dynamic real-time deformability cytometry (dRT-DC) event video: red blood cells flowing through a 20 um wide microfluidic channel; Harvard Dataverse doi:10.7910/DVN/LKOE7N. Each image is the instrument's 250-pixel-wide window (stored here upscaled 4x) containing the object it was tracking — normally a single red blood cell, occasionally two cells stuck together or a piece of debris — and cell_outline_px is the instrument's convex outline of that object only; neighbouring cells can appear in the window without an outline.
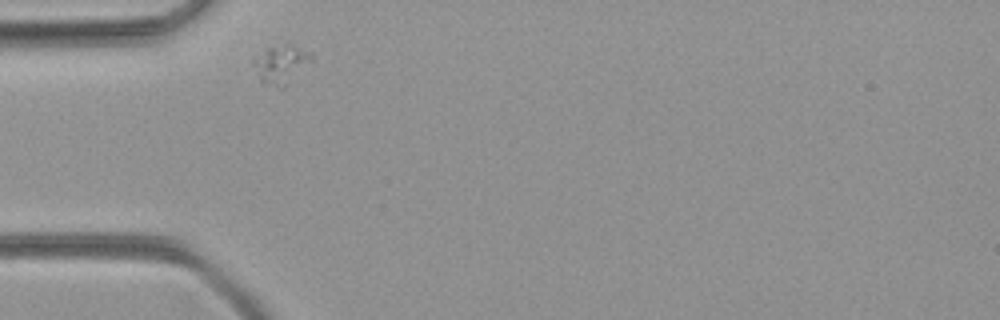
{"species": "common noctule bat (a hibernating species)", "species_latin": "Nyctalus noctula", "temperature_condition": "room temperature", "stored_images_in_passage": 28, "camera_frame_rate_fps": 3000, "um_per_image_px": 0.085, "animal": {"sex": "female", "body_mass_g": 21.9}, "frame": {"image": 1, "passage_image": 1, "time_ms": 0.0, "image_size_px": [1000, 320], "cell_outline_px": [[312, 60], [264, 84], [260, 80], [252, 64], [252, 56], [268, 48], [284, 44], [292, 44], [312, 52]], "centroid_in_image_um": [23.74, 5.19], "position_along_channel_um": 61.3, "area_um2": 10.69}}
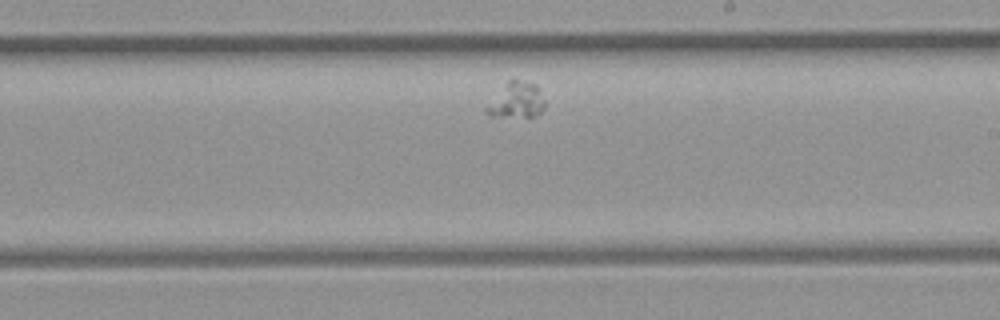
{"frame": {"image": 2, "passage_image": 16, "time_ms": 5.0, "image_size_px": [1000, 320], "cell_outline_px": [[544, 108], [540, 112], [532, 116], [488, 116], [484, 112], [484, 108], [508, 80], [512, 76], [516, 76], [536, 84], [544, 100]], "centroid_in_image_um": [43.87, 8.46], "position_along_channel_um": 245.1, "area_um2": 12.31}}
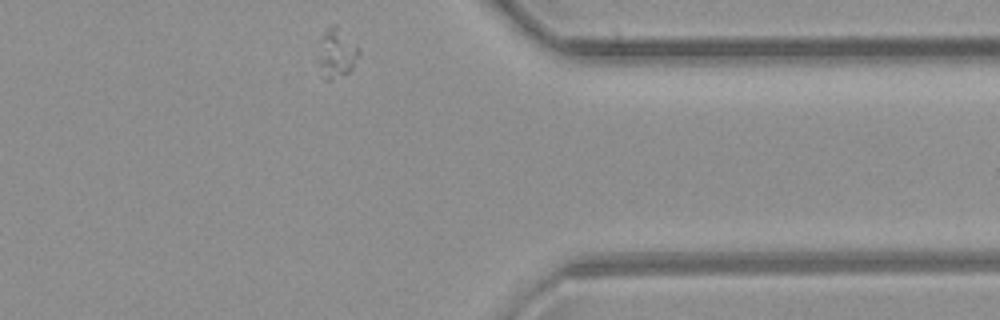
{"frame": {"image": 3, "passage_image": 28, "time_ms": 9.0, "image_size_px": [1000, 320], "cell_outline_px": [[360, 52], [352, 68], [348, 72], [332, 80], [324, 80], [316, 60], [320, 36], [324, 28], [332, 24], [336, 24], [360, 48]], "centroid_in_image_um": [28.55, 4.49], "position_along_channel_um": 382.9, "area_um2": 12.2}}